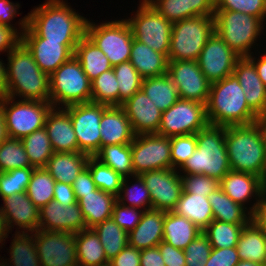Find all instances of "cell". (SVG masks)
I'll list each match as a JSON object with an SVG mask.
<instances>
[{
  "mask_svg": "<svg viewBox=\"0 0 266 266\" xmlns=\"http://www.w3.org/2000/svg\"><path fill=\"white\" fill-rule=\"evenodd\" d=\"M107 107L94 102L65 107L70 114L79 152L95 156L100 151V121Z\"/></svg>",
  "mask_w": 266,
  "mask_h": 266,
  "instance_id": "cell-13",
  "label": "cell"
},
{
  "mask_svg": "<svg viewBox=\"0 0 266 266\" xmlns=\"http://www.w3.org/2000/svg\"><path fill=\"white\" fill-rule=\"evenodd\" d=\"M78 266H104L109 264L99 236L92 228L74 234Z\"/></svg>",
  "mask_w": 266,
  "mask_h": 266,
  "instance_id": "cell-36",
  "label": "cell"
},
{
  "mask_svg": "<svg viewBox=\"0 0 266 266\" xmlns=\"http://www.w3.org/2000/svg\"><path fill=\"white\" fill-rule=\"evenodd\" d=\"M8 96L21 100L49 101L50 75L43 72L21 42L7 55Z\"/></svg>",
  "mask_w": 266,
  "mask_h": 266,
  "instance_id": "cell-3",
  "label": "cell"
},
{
  "mask_svg": "<svg viewBox=\"0 0 266 266\" xmlns=\"http://www.w3.org/2000/svg\"><path fill=\"white\" fill-rule=\"evenodd\" d=\"M74 56L80 62L83 71L90 81H93L101 73L113 68L102 50L86 35L80 39L75 47Z\"/></svg>",
  "mask_w": 266,
  "mask_h": 266,
  "instance_id": "cell-37",
  "label": "cell"
},
{
  "mask_svg": "<svg viewBox=\"0 0 266 266\" xmlns=\"http://www.w3.org/2000/svg\"><path fill=\"white\" fill-rule=\"evenodd\" d=\"M0 59V100L8 97V86L6 79V64Z\"/></svg>",
  "mask_w": 266,
  "mask_h": 266,
  "instance_id": "cell-66",
  "label": "cell"
},
{
  "mask_svg": "<svg viewBox=\"0 0 266 266\" xmlns=\"http://www.w3.org/2000/svg\"><path fill=\"white\" fill-rule=\"evenodd\" d=\"M206 113L209 125L221 127L252 124L258 116L248 106L234 74L211 83Z\"/></svg>",
  "mask_w": 266,
  "mask_h": 266,
  "instance_id": "cell-2",
  "label": "cell"
},
{
  "mask_svg": "<svg viewBox=\"0 0 266 266\" xmlns=\"http://www.w3.org/2000/svg\"><path fill=\"white\" fill-rule=\"evenodd\" d=\"M89 157L82 152H54L45 168L55 181L72 185L78 174L87 166Z\"/></svg>",
  "mask_w": 266,
  "mask_h": 266,
  "instance_id": "cell-31",
  "label": "cell"
},
{
  "mask_svg": "<svg viewBox=\"0 0 266 266\" xmlns=\"http://www.w3.org/2000/svg\"><path fill=\"white\" fill-rule=\"evenodd\" d=\"M0 266H10L4 259L0 258Z\"/></svg>",
  "mask_w": 266,
  "mask_h": 266,
  "instance_id": "cell-71",
  "label": "cell"
},
{
  "mask_svg": "<svg viewBox=\"0 0 266 266\" xmlns=\"http://www.w3.org/2000/svg\"><path fill=\"white\" fill-rule=\"evenodd\" d=\"M100 149L112 144H131L134 139L130 121L121 106H108L100 121Z\"/></svg>",
  "mask_w": 266,
  "mask_h": 266,
  "instance_id": "cell-26",
  "label": "cell"
},
{
  "mask_svg": "<svg viewBox=\"0 0 266 266\" xmlns=\"http://www.w3.org/2000/svg\"><path fill=\"white\" fill-rule=\"evenodd\" d=\"M141 250L126 246L109 261L110 266H140Z\"/></svg>",
  "mask_w": 266,
  "mask_h": 266,
  "instance_id": "cell-61",
  "label": "cell"
},
{
  "mask_svg": "<svg viewBox=\"0 0 266 266\" xmlns=\"http://www.w3.org/2000/svg\"><path fill=\"white\" fill-rule=\"evenodd\" d=\"M15 235V236H14ZM10 258L4 259L10 266H41L32 232L12 234Z\"/></svg>",
  "mask_w": 266,
  "mask_h": 266,
  "instance_id": "cell-39",
  "label": "cell"
},
{
  "mask_svg": "<svg viewBox=\"0 0 266 266\" xmlns=\"http://www.w3.org/2000/svg\"><path fill=\"white\" fill-rule=\"evenodd\" d=\"M32 167H46L54 154L51 141L45 128L36 130L21 139Z\"/></svg>",
  "mask_w": 266,
  "mask_h": 266,
  "instance_id": "cell-42",
  "label": "cell"
},
{
  "mask_svg": "<svg viewBox=\"0 0 266 266\" xmlns=\"http://www.w3.org/2000/svg\"><path fill=\"white\" fill-rule=\"evenodd\" d=\"M92 229L99 236L108 262L129 245L128 233L112 218L104 220Z\"/></svg>",
  "mask_w": 266,
  "mask_h": 266,
  "instance_id": "cell-40",
  "label": "cell"
},
{
  "mask_svg": "<svg viewBox=\"0 0 266 266\" xmlns=\"http://www.w3.org/2000/svg\"><path fill=\"white\" fill-rule=\"evenodd\" d=\"M95 157L123 178L134 175L131 144L106 145L100 149Z\"/></svg>",
  "mask_w": 266,
  "mask_h": 266,
  "instance_id": "cell-41",
  "label": "cell"
},
{
  "mask_svg": "<svg viewBox=\"0 0 266 266\" xmlns=\"http://www.w3.org/2000/svg\"><path fill=\"white\" fill-rule=\"evenodd\" d=\"M171 23L195 16H214L215 0H146Z\"/></svg>",
  "mask_w": 266,
  "mask_h": 266,
  "instance_id": "cell-27",
  "label": "cell"
},
{
  "mask_svg": "<svg viewBox=\"0 0 266 266\" xmlns=\"http://www.w3.org/2000/svg\"><path fill=\"white\" fill-rule=\"evenodd\" d=\"M44 128L54 152H79L70 114L65 108L52 107L46 117Z\"/></svg>",
  "mask_w": 266,
  "mask_h": 266,
  "instance_id": "cell-24",
  "label": "cell"
},
{
  "mask_svg": "<svg viewBox=\"0 0 266 266\" xmlns=\"http://www.w3.org/2000/svg\"><path fill=\"white\" fill-rule=\"evenodd\" d=\"M22 42V35L7 25L0 24V54L7 52V55Z\"/></svg>",
  "mask_w": 266,
  "mask_h": 266,
  "instance_id": "cell-58",
  "label": "cell"
},
{
  "mask_svg": "<svg viewBox=\"0 0 266 266\" xmlns=\"http://www.w3.org/2000/svg\"><path fill=\"white\" fill-rule=\"evenodd\" d=\"M39 210L40 230L75 234L86 229V223L78 202L62 205L51 200Z\"/></svg>",
  "mask_w": 266,
  "mask_h": 266,
  "instance_id": "cell-20",
  "label": "cell"
},
{
  "mask_svg": "<svg viewBox=\"0 0 266 266\" xmlns=\"http://www.w3.org/2000/svg\"><path fill=\"white\" fill-rule=\"evenodd\" d=\"M213 18L215 33L241 58L253 53L251 48L261 39L266 24L253 15L230 10H215Z\"/></svg>",
  "mask_w": 266,
  "mask_h": 266,
  "instance_id": "cell-6",
  "label": "cell"
},
{
  "mask_svg": "<svg viewBox=\"0 0 266 266\" xmlns=\"http://www.w3.org/2000/svg\"><path fill=\"white\" fill-rule=\"evenodd\" d=\"M235 266H266L252 261L240 260Z\"/></svg>",
  "mask_w": 266,
  "mask_h": 266,
  "instance_id": "cell-70",
  "label": "cell"
},
{
  "mask_svg": "<svg viewBox=\"0 0 266 266\" xmlns=\"http://www.w3.org/2000/svg\"><path fill=\"white\" fill-rule=\"evenodd\" d=\"M119 88V106L141 89L143 77L130 61L113 67Z\"/></svg>",
  "mask_w": 266,
  "mask_h": 266,
  "instance_id": "cell-49",
  "label": "cell"
},
{
  "mask_svg": "<svg viewBox=\"0 0 266 266\" xmlns=\"http://www.w3.org/2000/svg\"><path fill=\"white\" fill-rule=\"evenodd\" d=\"M236 249L240 260L266 265V232L251 220L242 229Z\"/></svg>",
  "mask_w": 266,
  "mask_h": 266,
  "instance_id": "cell-32",
  "label": "cell"
},
{
  "mask_svg": "<svg viewBox=\"0 0 266 266\" xmlns=\"http://www.w3.org/2000/svg\"><path fill=\"white\" fill-rule=\"evenodd\" d=\"M208 125L206 104L179 99L169 109L162 112L157 134L169 138L196 134Z\"/></svg>",
  "mask_w": 266,
  "mask_h": 266,
  "instance_id": "cell-12",
  "label": "cell"
},
{
  "mask_svg": "<svg viewBox=\"0 0 266 266\" xmlns=\"http://www.w3.org/2000/svg\"><path fill=\"white\" fill-rule=\"evenodd\" d=\"M196 139V150L178 172L203 174L220 181L231 170L225 145V127L208 125L196 133Z\"/></svg>",
  "mask_w": 266,
  "mask_h": 266,
  "instance_id": "cell-5",
  "label": "cell"
},
{
  "mask_svg": "<svg viewBox=\"0 0 266 266\" xmlns=\"http://www.w3.org/2000/svg\"><path fill=\"white\" fill-rule=\"evenodd\" d=\"M91 102L119 106V88L113 68L91 81Z\"/></svg>",
  "mask_w": 266,
  "mask_h": 266,
  "instance_id": "cell-46",
  "label": "cell"
},
{
  "mask_svg": "<svg viewBox=\"0 0 266 266\" xmlns=\"http://www.w3.org/2000/svg\"><path fill=\"white\" fill-rule=\"evenodd\" d=\"M214 219L230 224H248L252 220L249 207L233 201L226 193L218 188L208 196ZM248 208V209H247Z\"/></svg>",
  "mask_w": 266,
  "mask_h": 266,
  "instance_id": "cell-34",
  "label": "cell"
},
{
  "mask_svg": "<svg viewBox=\"0 0 266 266\" xmlns=\"http://www.w3.org/2000/svg\"><path fill=\"white\" fill-rule=\"evenodd\" d=\"M130 178H133L132 180L135 183H132ZM117 201L125 206L141 210L152 209L149 190L140 175H133L123 179Z\"/></svg>",
  "mask_w": 266,
  "mask_h": 266,
  "instance_id": "cell-43",
  "label": "cell"
},
{
  "mask_svg": "<svg viewBox=\"0 0 266 266\" xmlns=\"http://www.w3.org/2000/svg\"><path fill=\"white\" fill-rule=\"evenodd\" d=\"M49 101L57 108L91 102V81L75 56L50 75Z\"/></svg>",
  "mask_w": 266,
  "mask_h": 266,
  "instance_id": "cell-8",
  "label": "cell"
},
{
  "mask_svg": "<svg viewBox=\"0 0 266 266\" xmlns=\"http://www.w3.org/2000/svg\"><path fill=\"white\" fill-rule=\"evenodd\" d=\"M233 74L245 93L248 106L257 114L266 112V86L260 80L254 64L247 58H240Z\"/></svg>",
  "mask_w": 266,
  "mask_h": 266,
  "instance_id": "cell-25",
  "label": "cell"
},
{
  "mask_svg": "<svg viewBox=\"0 0 266 266\" xmlns=\"http://www.w3.org/2000/svg\"><path fill=\"white\" fill-rule=\"evenodd\" d=\"M168 74L177 87L179 99L207 103L211 82L202 73L197 61H169Z\"/></svg>",
  "mask_w": 266,
  "mask_h": 266,
  "instance_id": "cell-17",
  "label": "cell"
},
{
  "mask_svg": "<svg viewBox=\"0 0 266 266\" xmlns=\"http://www.w3.org/2000/svg\"><path fill=\"white\" fill-rule=\"evenodd\" d=\"M240 58L214 32L203 47L197 62L205 77L213 83L233 74L236 62Z\"/></svg>",
  "mask_w": 266,
  "mask_h": 266,
  "instance_id": "cell-19",
  "label": "cell"
},
{
  "mask_svg": "<svg viewBox=\"0 0 266 266\" xmlns=\"http://www.w3.org/2000/svg\"><path fill=\"white\" fill-rule=\"evenodd\" d=\"M141 89L162 112L178 100V91L169 74L143 78Z\"/></svg>",
  "mask_w": 266,
  "mask_h": 266,
  "instance_id": "cell-38",
  "label": "cell"
},
{
  "mask_svg": "<svg viewBox=\"0 0 266 266\" xmlns=\"http://www.w3.org/2000/svg\"><path fill=\"white\" fill-rule=\"evenodd\" d=\"M65 0H45L27 14V24L41 37L53 42H79L85 35L87 18Z\"/></svg>",
  "mask_w": 266,
  "mask_h": 266,
  "instance_id": "cell-1",
  "label": "cell"
},
{
  "mask_svg": "<svg viewBox=\"0 0 266 266\" xmlns=\"http://www.w3.org/2000/svg\"><path fill=\"white\" fill-rule=\"evenodd\" d=\"M145 210L125 206L116 201L113 207L112 219L127 233L132 231L140 222Z\"/></svg>",
  "mask_w": 266,
  "mask_h": 266,
  "instance_id": "cell-55",
  "label": "cell"
},
{
  "mask_svg": "<svg viewBox=\"0 0 266 266\" xmlns=\"http://www.w3.org/2000/svg\"><path fill=\"white\" fill-rule=\"evenodd\" d=\"M19 8L20 4L18 2L13 3L10 0H0V24L15 28L22 35L23 31L27 27V15L18 21V27L20 30L11 23L16 15H21L18 11Z\"/></svg>",
  "mask_w": 266,
  "mask_h": 266,
  "instance_id": "cell-56",
  "label": "cell"
},
{
  "mask_svg": "<svg viewBox=\"0 0 266 266\" xmlns=\"http://www.w3.org/2000/svg\"><path fill=\"white\" fill-rule=\"evenodd\" d=\"M184 192L208 197L220 188V181L203 174H180Z\"/></svg>",
  "mask_w": 266,
  "mask_h": 266,
  "instance_id": "cell-53",
  "label": "cell"
},
{
  "mask_svg": "<svg viewBox=\"0 0 266 266\" xmlns=\"http://www.w3.org/2000/svg\"><path fill=\"white\" fill-rule=\"evenodd\" d=\"M246 224H230L213 219L203 230L212 248H232L237 246L239 236Z\"/></svg>",
  "mask_w": 266,
  "mask_h": 266,
  "instance_id": "cell-45",
  "label": "cell"
},
{
  "mask_svg": "<svg viewBox=\"0 0 266 266\" xmlns=\"http://www.w3.org/2000/svg\"><path fill=\"white\" fill-rule=\"evenodd\" d=\"M158 248L166 266H186L183 249H177L165 241H161Z\"/></svg>",
  "mask_w": 266,
  "mask_h": 266,
  "instance_id": "cell-59",
  "label": "cell"
},
{
  "mask_svg": "<svg viewBox=\"0 0 266 266\" xmlns=\"http://www.w3.org/2000/svg\"><path fill=\"white\" fill-rule=\"evenodd\" d=\"M116 201V196L98 188L91 193L82 194L78 204L81 208L86 228H93L104 220L112 218Z\"/></svg>",
  "mask_w": 266,
  "mask_h": 266,
  "instance_id": "cell-29",
  "label": "cell"
},
{
  "mask_svg": "<svg viewBox=\"0 0 266 266\" xmlns=\"http://www.w3.org/2000/svg\"><path fill=\"white\" fill-rule=\"evenodd\" d=\"M256 124L259 126L262 132L263 140L266 146V112L257 116Z\"/></svg>",
  "mask_w": 266,
  "mask_h": 266,
  "instance_id": "cell-68",
  "label": "cell"
},
{
  "mask_svg": "<svg viewBox=\"0 0 266 266\" xmlns=\"http://www.w3.org/2000/svg\"><path fill=\"white\" fill-rule=\"evenodd\" d=\"M6 97L0 100L8 137L22 139L42 129L52 109L50 101L16 100Z\"/></svg>",
  "mask_w": 266,
  "mask_h": 266,
  "instance_id": "cell-10",
  "label": "cell"
},
{
  "mask_svg": "<svg viewBox=\"0 0 266 266\" xmlns=\"http://www.w3.org/2000/svg\"><path fill=\"white\" fill-rule=\"evenodd\" d=\"M261 55L259 56L258 54V57H256L252 53L247 58L254 64L260 80L266 86V51L263 54L261 53Z\"/></svg>",
  "mask_w": 266,
  "mask_h": 266,
  "instance_id": "cell-65",
  "label": "cell"
},
{
  "mask_svg": "<svg viewBox=\"0 0 266 266\" xmlns=\"http://www.w3.org/2000/svg\"><path fill=\"white\" fill-rule=\"evenodd\" d=\"M214 32V18L211 15L195 16L174 22L168 61H197Z\"/></svg>",
  "mask_w": 266,
  "mask_h": 266,
  "instance_id": "cell-7",
  "label": "cell"
},
{
  "mask_svg": "<svg viewBox=\"0 0 266 266\" xmlns=\"http://www.w3.org/2000/svg\"><path fill=\"white\" fill-rule=\"evenodd\" d=\"M33 170L34 167H26L0 172V197L6 198L26 192Z\"/></svg>",
  "mask_w": 266,
  "mask_h": 266,
  "instance_id": "cell-50",
  "label": "cell"
},
{
  "mask_svg": "<svg viewBox=\"0 0 266 266\" xmlns=\"http://www.w3.org/2000/svg\"><path fill=\"white\" fill-rule=\"evenodd\" d=\"M7 137L8 136H7V133H6L4 115H3L2 107H1V104H0V145L4 142V140Z\"/></svg>",
  "mask_w": 266,
  "mask_h": 266,
  "instance_id": "cell-69",
  "label": "cell"
},
{
  "mask_svg": "<svg viewBox=\"0 0 266 266\" xmlns=\"http://www.w3.org/2000/svg\"><path fill=\"white\" fill-rule=\"evenodd\" d=\"M9 229L7 227L5 217L2 213V210L0 209V244L4 245L6 238L9 236ZM4 241V243H2ZM2 245H0L1 249L3 248Z\"/></svg>",
  "mask_w": 266,
  "mask_h": 266,
  "instance_id": "cell-67",
  "label": "cell"
},
{
  "mask_svg": "<svg viewBox=\"0 0 266 266\" xmlns=\"http://www.w3.org/2000/svg\"><path fill=\"white\" fill-rule=\"evenodd\" d=\"M170 138L158 134L135 135L131 143L134 175L172 169Z\"/></svg>",
  "mask_w": 266,
  "mask_h": 266,
  "instance_id": "cell-14",
  "label": "cell"
},
{
  "mask_svg": "<svg viewBox=\"0 0 266 266\" xmlns=\"http://www.w3.org/2000/svg\"><path fill=\"white\" fill-rule=\"evenodd\" d=\"M225 145L232 171L254 174L266 183V146L256 122L225 127Z\"/></svg>",
  "mask_w": 266,
  "mask_h": 266,
  "instance_id": "cell-4",
  "label": "cell"
},
{
  "mask_svg": "<svg viewBox=\"0 0 266 266\" xmlns=\"http://www.w3.org/2000/svg\"><path fill=\"white\" fill-rule=\"evenodd\" d=\"M239 261L236 247L212 248L205 266H235Z\"/></svg>",
  "mask_w": 266,
  "mask_h": 266,
  "instance_id": "cell-57",
  "label": "cell"
},
{
  "mask_svg": "<svg viewBox=\"0 0 266 266\" xmlns=\"http://www.w3.org/2000/svg\"><path fill=\"white\" fill-rule=\"evenodd\" d=\"M252 221L266 232V193L261 197L255 211L252 213Z\"/></svg>",
  "mask_w": 266,
  "mask_h": 266,
  "instance_id": "cell-64",
  "label": "cell"
},
{
  "mask_svg": "<svg viewBox=\"0 0 266 266\" xmlns=\"http://www.w3.org/2000/svg\"><path fill=\"white\" fill-rule=\"evenodd\" d=\"M140 266H166L158 246L141 250Z\"/></svg>",
  "mask_w": 266,
  "mask_h": 266,
  "instance_id": "cell-63",
  "label": "cell"
},
{
  "mask_svg": "<svg viewBox=\"0 0 266 266\" xmlns=\"http://www.w3.org/2000/svg\"><path fill=\"white\" fill-rule=\"evenodd\" d=\"M170 143L172 167L179 170L197 148L196 134L171 137Z\"/></svg>",
  "mask_w": 266,
  "mask_h": 266,
  "instance_id": "cell-51",
  "label": "cell"
},
{
  "mask_svg": "<svg viewBox=\"0 0 266 266\" xmlns=\"http://www.w3.org/2000/svg\"><path fill=\"white\" fill-rule=\"evenodd\" d=\"M165 211L145 210L138 225L128 233L129 246L147 249L163 241Z\"/></svg>",
  "mask_w": 266,
  "mask_h": 266,
  "instance_id": "cell-28",
  "label": "cell"
},
{
  "mask_svg": "<svg viewBox=\"0 0 266 266\" xmlns=\"http://www.w3.org/2000/svg\"><path fill=\"white\" fill-rule=\"evenodd\" d=\"M211 251L212 246L208 238L203 232L200 233L184 249L186 266H205Z\"/></svg>",
  "mask_w": 266,
  "mask_h": 266,
  "instance_id": "cell-54",
  "label": "cell"
},
{
  "mask_svg": "<svg viewBox=\"0 0 266 266\" xmlns=\"http://www.w3.org/2000/svg\"><path fill=\"white\" fill-rule=\"evenodd\" d=\"M126 20L133 38L168 57L172 24L146 0H139L135 14Z\"/></svg>",
  "mask_w": 266,
  "mask_h": 266,
  "instance_id": "cell-11",
  "label": "cell"
},
{
  "mask_svg": "<svg viewBox=\"0 0 266 266\" xmlns=\"http://www.w3.org/2000/svg\"><path fill=\"white\" fill-rule=\"evenodd\" d=\"M140 176L149 190L152 209L173 211L183 191L178 170H153L141 173Z\"/></svg>",
  "mask_w": 266,
  "mask_h": 266,
  "instance_id": "cell-18",
  "label": "cell"
},
{
  "mask_svg": "<svg viewBox=\"0 0 266 266\" xmlns=\"http://www.w3.org/2000/svg\"><path fill=\"white\" fill-rule=\"evenodd\" d=\"M215 10L242 12L266 21V0H215Z\"/></svg>",
  "mask_w": 266,
  "mask_h": 266,
  "instance_id": "cell-52",
  "label": "cell"
},
{
  "mask_svg": "<svg viewBox=\"0 0 266 266\" xmlns=\"http://www.w3.org/2000/svg\"><path fill=\"white\" fill-rule=\"evenodd\" d=\"M55 183L45 167L34 168L26 193L38 209L53 200Z\"/></svg>",
  "mask_w": 266,
  "mask_h": 266,
  "instance_id": "cell-44",
  "label": "cell"
},
{
  "mask_svg": "<svg viewBox=\"0 0 266 266\" xmlns=\"http://www.w3.org/2000/svg\"><path fill=\"white\" fill-rule=\"evenodd\" d=\"M121 107L125 111L135 135L157 134L162 111L152 103L142 89L126 100Z\"/></svg>",
  "mask_w": 266,
  "mask_h": 266,
  "instance_id": "cell-22",
  "label": "cell"
},
{
  "mask_svg": "<svg viewBox=\"0 0 266 266\" xmlns=\"http://www.w3.org/2000/svg\"><path fill=\"white\" fill-rule=\"evenodd\" d=\"M53 200L62 205H71L77 203L72 185L56 181L54 186Z\"/></svg>",
  "mask_w": 266,
  "mask_h": 266,
  "instance_id": "cell-62",
  "label": "cell"
},
{
  "mask_svg": "<svg viewBox=\"0 0 266 266\" xmlns=\"http://www.w3.org/2000/svg\"><path fill=\"white\" fill-rule=\"evenodd\" d=\"M129 61L143 78L168 73V57L135 39L132 42Z\"/></svg>",
  "mask_w": 266,
  "mask_h": 266,
  "instance_id": "cell-30",
  "label": "cell"
},
{
  "mask_svg": "<svg viewBox=\"0 0 266 266\" xmlns=\"http://www.w3.org/2000/svg\"><path fill=\"white\" fill-rule=\"evenodd\" d=\"M173 212L186 217L202 231L214 219L208 197L184 191H182L180 199Z\"/></svg>",
  "mask_w": 266,
  "mask_h": 266,
  "instance_id": "cell-35",
  "label": "cell"
},
{
  "mask_svg": "<svg viewBox=\"0 0 266 266\" xmlns=\"http://www.w3.org/2000/svg\"><path fill=\"white\" fill-rule=\"evenodd\" d=\"M220 188L233 201L243 205L253 200L255 203L249 207L253 213L261 197L266 193V183L258 176L230 170L221 180ZM252 199V200H250Z\"/></svg>",
  "mask_w": 266,
  "mask_h": 266,
  "instance_id": "cell-21",
  "label": "cell"
},
{
  "mask_svg": "<svg viewBox=\"0 0 266 266\" xmlns=\"http://www.w3.org/2000/svg\"><path fill=\"white\" fill-rule=\"evenodd\" d=\"M22 43L32 53L39 68L51 75L74 56L78 42H53L41 38L28 24L22 33Z\"/></svg>",
  "mask_w": 266,
  "mask_h": 266,
  "instance_id": "cell-16",
  "label": "cell"
},
{
  "mask_svg": "<svg viewBox=\"0 0 266 266\" xmlns=\"http://www.w3.org/2000/svg\"><path fill=\"white\" fill-rule=\"evenodd\" d=\"M193 222L173 211L165 212L163 241L177 249H185L200 233Z\"/></svg>",
  "mask_w": 266,
  "mask_h": 266,
  "instance_id": "cell-33",
  "label": "cell"
},
{
  "mask_svg": "<svg viewBox=\"0 0 266 266\" xmlns=\"http://www.w3.org/2000/svg\"><path fill=\"white\" fill-rule=\"evenodd\" d=\"M72 188L74 190L77 202L82 198V194L91 193L97 188L93 181L90 170L87 167H85L75 178Z\"/></svg>",
  "mask_w": 266,
  "mask_h": 266,
  "instance_id": "cell-60",
  "label": "cell"
},
{
  "mask_svg": "<svg viewBox=\"0 0 266 266\" xmlns=\"http://www.w3.org/2000/svg\"><path fill=\"white\" fill-rule=\"evenodd\" d=\"M32 167L20 139L7 137L0 145V172Z\"/></svg>",
  "mask_w": 266,
  "mask_h": 266,
  "instance_id": "cell-48",
  "label": "cell"
},
{
  "mask_svg": "<svg viewBox=\"0 0 266 266\" xmlns=\"http://www.w3.org/2000/svg\"><path fill=\"white\" fill-rule=\"evenodd\" d=\"M0 207L9 231L16 225L15 232H36L39 229V209L28 197L26 192L2 198ZM20 229V230H19Z\"/></svg>",
  "mask_w": 266,
  "mask_h": 266,
  "instance_id": "cell-23",
  "label": "cell"
},
{
  "mask_svg": "<svg viewBox=\"0 0 266 266\" xmlns=\"http://www.w3.org/2000/svg\"><path fill=\"white\" fill-rule=\"evenodd\" d=\"M98 24L87 19L85 35L102 50L113 67L128 62L134 38L127 20L123 18Z\"/></svg>",
  "mask_w": 266,
  "mask_h": 266,
  "instance_id": "cell-9",
  "label": "cell"
},
{
  "mask_svg": "<svg viewBox=\"0 0 266 266\" xmlns=\"http://www.w3.org/2000/svg\"><path fill=\"white\" fill-rule=\"evenodd\" d=\"M92 175L93 181L98 189L118 196L123 177L112 168L103 164L95 156H90L86 166Z\"/></svg>",
  "mask_w": 266,
  "mask_h": 266,
  "instance_id": "cell-47",
  "label": "cell"
},
{
  "mask_svg": "<svg viewBox=\"0 0 266 266\" xmlns=\"http://www.w3.org/2000/svg\"><path fill=\"white\" fill-rule=\"evenodd\" d=\"M33 235L41 266H78L74 234L38 229Z\"/></svg>",
  "mask_w": 266,
  "mask_h": 266,
  "instance_id": "cell-15",
  "label": "cell"
}]
</instances>
